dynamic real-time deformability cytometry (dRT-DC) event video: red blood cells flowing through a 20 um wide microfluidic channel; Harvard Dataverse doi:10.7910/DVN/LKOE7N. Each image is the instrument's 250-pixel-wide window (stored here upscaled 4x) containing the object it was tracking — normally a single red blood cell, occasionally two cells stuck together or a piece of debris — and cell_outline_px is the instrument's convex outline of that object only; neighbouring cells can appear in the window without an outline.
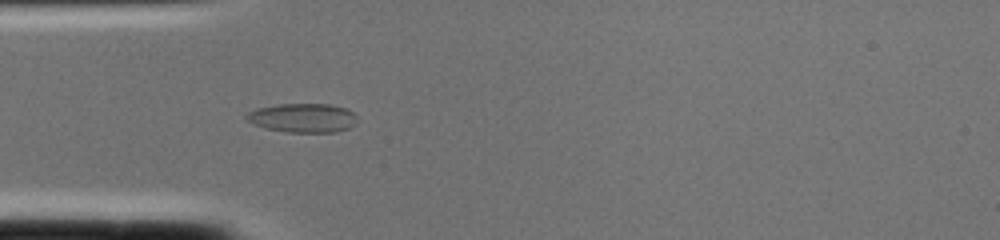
{"species": "common noctule bat (a hibernating species)", "species_latin": "Nyctalus noctula", "temperature_condition": "cold", "stored_images_in_passage": 2, "camera_frame_rate_fps": 3000, "um_per_image_px": 0.085, "animal": {"sex": "female", "body_mass_g": 22.0, "forearm_length_mm": 56.7}, "frame": {"image": 1, "passage_image": 2, "time_ms": 0.333, "image_size_px": [1000, 240], "cell_outline_px": [[356, 124], [348, 128], [336, 132], [288, 132], [264, 128], [252, 124], [244, 116], [248, 112], [256, 108], [280, 104], [328, 104], [348, 108], [356, 116]], "centroid_in_image_um": [25.73, 10.02], "position_along_channel_um": 59.3, "area_um2": 18.84}}